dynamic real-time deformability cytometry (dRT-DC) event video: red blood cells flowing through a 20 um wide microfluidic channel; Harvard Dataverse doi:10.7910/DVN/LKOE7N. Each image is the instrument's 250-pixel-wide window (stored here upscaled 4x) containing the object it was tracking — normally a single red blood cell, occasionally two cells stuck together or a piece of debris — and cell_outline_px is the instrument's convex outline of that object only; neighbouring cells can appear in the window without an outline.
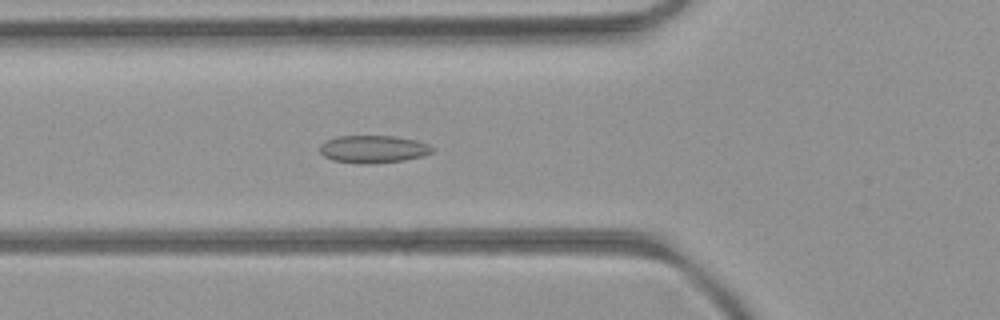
{"species": "common noctule bat (a hibernating species)", "species_latin": "Nyctalus noctula", "temperature_condition": "room temperature", "stored_images_in_passage": 52, "camera_frame_rate_fps": 3000, "um_per_image_px": 0.085, "animal": {"sex": "female", "body_mass_g": 21.9}, "frame": {"image": 1, "passage_image": 18, "time_ms": 5.667, "image_size_px": [1000, 320], "cell_outline_px": [[436, 148], [432, 152], [424, 156], [404, 160], [368, 164], [360, 164], [332, 160], [324, 156], [320, 152], [320, 144], [336, 136], [396, 136], [416, 140], [428, 144]], "centroid_in_image_um": [31.75, 12.68], "position_along_channel_um": 94.1, "area_um2": 18.21}}
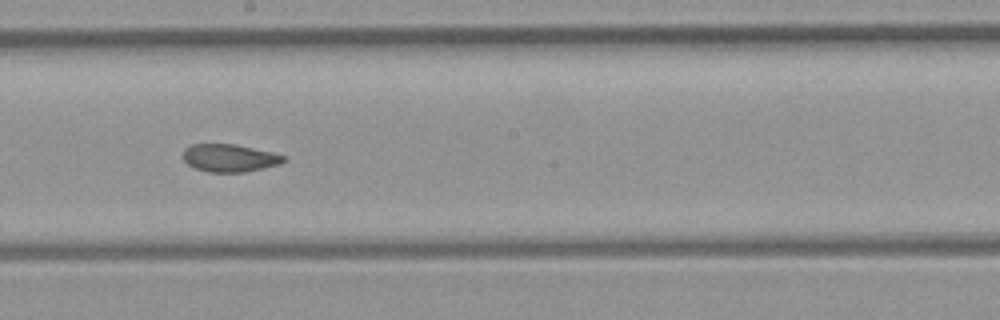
{"frame": {"image": 2, "passage_image": 28, "time_ms": 9.0, "image_size_px": [1000, 320], "cell_outline_px": [[288, 160], [280, 164], [264, 168], [244, 172], [208, 172], [196, 168], [188, 164], [184, 160], [184, 148], [192, 144], [236, 144], [272, 152], [288, 156]], "centroid_in_image_um": [19.57, 13.42], "position_along_channel_um": 228.6, "area_um2": 16.36}}
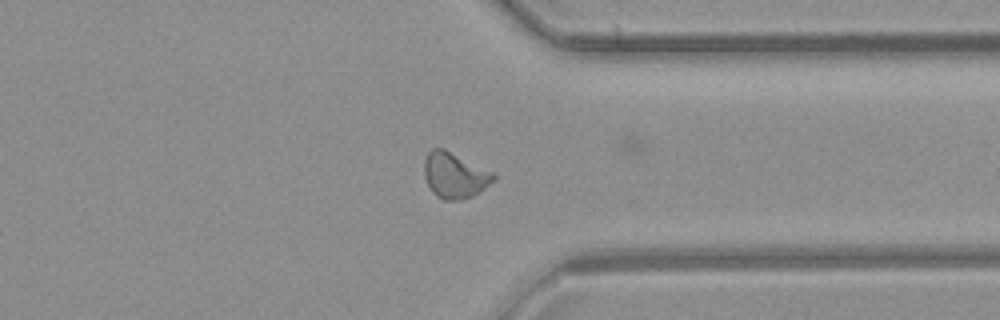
{"frame": {"image": 3, "passage_image": 39, "time_ms": 12.667, "image_size_px": [1000, 320], "cell_outline_px": [[496, 176], [484, 188], [472, 196], [460, 200], [444, 200], [436, 196], [432, 192], [424, 176], [424, 160], [428, 152], [432, 148], [444, 148], [492, 172]], "centroid_in_image_um": [38.6, 14.9], "position_along_channel_um": 372.8, "area_um2": 18.21}, "authors_computed_cell_mechanics": {"area_um2": 17.7157, "velocity_mm_per_s": 4.021, "shape_relaxation_time_tau1_ms": null, "shape_relaxation_time_tau2_ms": 1.3712, "deformation_change_tau1": null, "deformation_change_tau2": 0.0763}}